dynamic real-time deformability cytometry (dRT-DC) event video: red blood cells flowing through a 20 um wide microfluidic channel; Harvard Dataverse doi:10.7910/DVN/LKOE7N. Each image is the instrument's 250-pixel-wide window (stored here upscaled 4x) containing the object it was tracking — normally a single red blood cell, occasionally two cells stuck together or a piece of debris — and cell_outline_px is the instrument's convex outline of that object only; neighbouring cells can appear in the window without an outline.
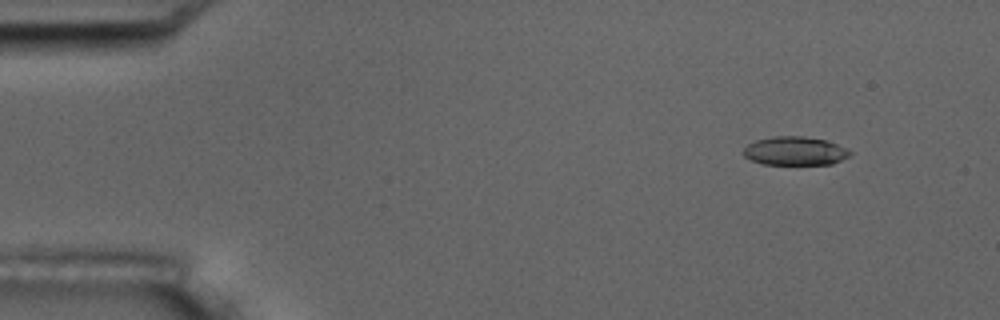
{"species": "common noctule bat (a hibernating species)", "species_latin": "Nyctalus noctula", "temperature_condition": "room temperature", "stored_images_in_passage": 5, "camera_frame_rate_fps": 3000, "um_per_image_px": 0.085, "animal": {"sex": "male", "body_mass_g": 17.5, "forearm_length_mm": 52.3}, "frame": {"image": 1, "passage_image": 2, "time_ms": 1.333, "image_size_px": [1000, 320], "cell_outline_px": [[852, 152], [848, 156], [832, 164], [764, 164], [752, 160], [744, 156], [744, 148], [748, 144], [756, 140], [772, 136], [804, 136], [824, 140], [848, 148]], "centroid_in_image_um": [67.57, 12.82], "position_along_channel_um": 17.4, "area_um2": 17.63}}
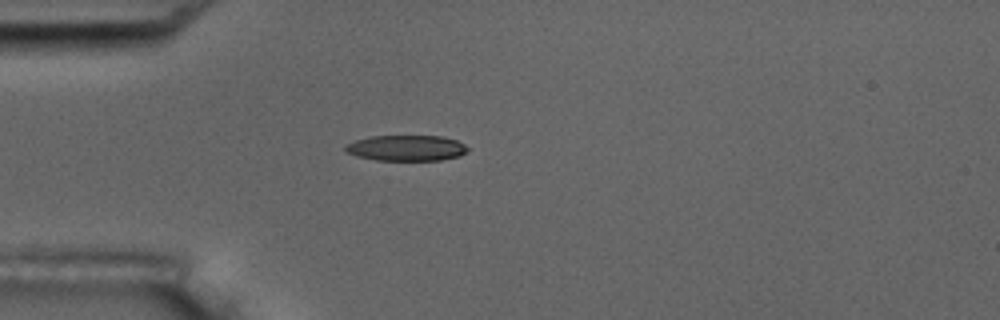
{"frame": {"image": 2, "passage_image": 5, "time_ms": 4.667, "image_size_px": [1000, 320], "cell_outline_px": [[468, 152], [460, 156], [440, 160], [376, 160], [356, 156], [344, 152], [344, 144], [356, 140], [372, 136], [444, 136], [456, 140], [464, 144], [468, 148]], "centroid_in_image_um": [34.53, 12.58], "position_along_channel_um": 50.5, "area_um2": 18.5}}